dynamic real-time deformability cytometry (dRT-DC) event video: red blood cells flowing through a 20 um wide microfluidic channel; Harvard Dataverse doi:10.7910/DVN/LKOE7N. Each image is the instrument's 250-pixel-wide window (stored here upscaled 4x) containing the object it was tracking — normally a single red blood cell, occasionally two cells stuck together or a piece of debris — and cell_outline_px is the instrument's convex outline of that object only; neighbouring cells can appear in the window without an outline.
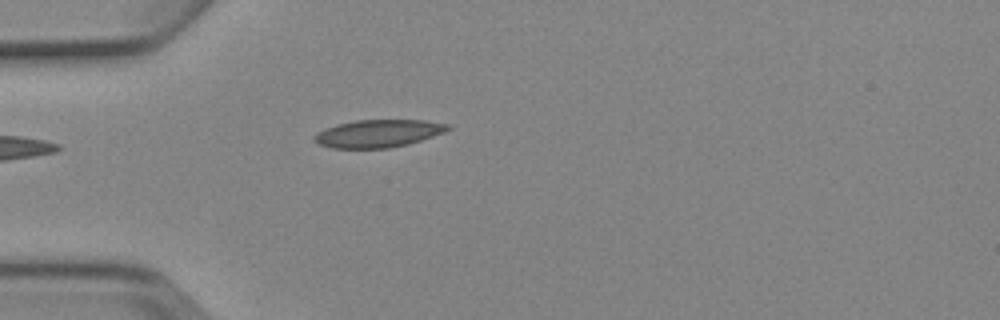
{"species": "Egyptian fruit bat (a non-hibernating species)", "species_latin": "Rousettus aegyptiacus", "temperature_condition": "cold", "stored_images_in_passage": 4, "camera_frame_rate_fps": 3000, "um_per_image_px": 0.085, "animal": {"sex": "female"}, "frame": {"image": 1, "passage_image": 4, "time_ms": 4.333, "image_size_px": [1000, 320], "cell_outline_px": [[452, 128], [444, 132], [408, 144], [388, 148], [332, 148], [320, 144], [312, 140], [312, 136], [316, 132], [324, 128], [336, 124], [356, 120], [424, 120], [452, 124]], "centroid_in_image_um": [32.13, 11.33], "position_along_channel_um": 52.9, "area_um2": 21.68}}